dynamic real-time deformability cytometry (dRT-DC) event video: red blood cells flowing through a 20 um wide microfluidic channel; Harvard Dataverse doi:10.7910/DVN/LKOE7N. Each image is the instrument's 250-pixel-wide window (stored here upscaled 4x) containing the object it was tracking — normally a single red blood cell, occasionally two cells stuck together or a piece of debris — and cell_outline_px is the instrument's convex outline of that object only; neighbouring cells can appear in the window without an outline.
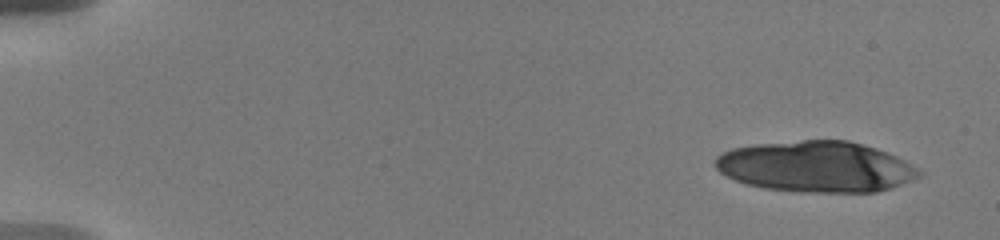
{"species": "human", "species_latin": "Homo sapiens", "temperature_condition": "warm", "stored_images_in_passage": 10, "camera_frame_rate_fps": 3000, "um_per_image_px": 0.085, "donor": {"sex": "male"}, "frame": {"image": 1, "passage_image": 1, "time_ms": 0.0, "image_size_px": [1000, 240], "cell_outline_px": [[924, 172], [920, 176], [892, 188], [876, 192], [804, 192], [764, 188], [748, 184], [736, 180], [720, 172], [716, 168], [716, 156], [732, 148], [756, 144], [804, 140], [848, 140], [876, 148], [896, 156], [904, 160]], "centroid_in_image_um": [69.39, 14.17], "position_along_channel_um": 15.6, "area_um2": 60.29}}